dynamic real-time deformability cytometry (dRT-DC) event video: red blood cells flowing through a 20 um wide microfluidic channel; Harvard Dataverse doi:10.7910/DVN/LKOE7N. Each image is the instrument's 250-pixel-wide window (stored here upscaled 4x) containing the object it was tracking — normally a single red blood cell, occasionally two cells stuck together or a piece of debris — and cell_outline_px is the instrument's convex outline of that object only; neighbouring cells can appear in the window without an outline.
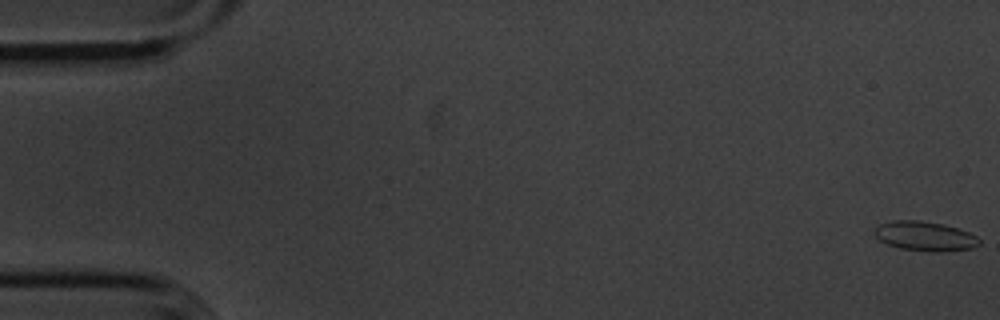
{"species": "common noctule bat (a hibernating species)", "species_latin": "Nyctalus noctula", "temperature_condition": "cold", "stored_images_in_passage": 56, "camera_frame_rate_fps": 3000, "um_per_image_px": 0.085, "animal": {"sex": "male", "body_mass_g": 20.1, "forearm_length_mm": 53.5}, "frame": {"image": 1, "passage_image": 1, "time_ms": 0.0, "image_size_px": [1000, 320], "cell_outline_px": [[980, 244], [972, 248], [940, 252], [932, 252], [900, 248], [888, 244], [880, 240], [876, 236], [876, 228], [880, 224], [892, 220], [920, 220], [944, 224], [968, 232], [976, 236], [980, 240]], "centroid_in_image_um": [78.64, 20.07], "position_along_channel_um": 6.4, "area_um2": 17.86}}
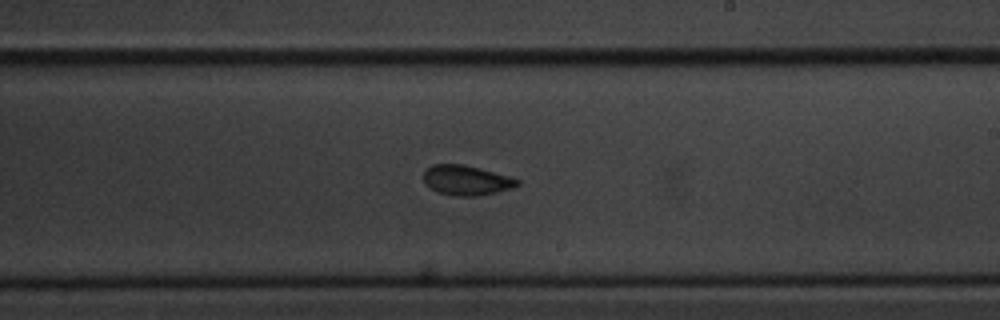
{"frame": {"image": 2, "passage_image": 33, "time_ms": 10.667, "image_size_px": [1000, 320], "cell_outline_px": [[520, 184], [516, 188], [476, 196], [456, 196], [436, 192], [424, 184], [424, 172], [432, 164], [464, 164], [508, 176], [520, 180]], "centroid_in_image_um": [39.64, 15.33], "position_along_channel_um": 249.4, "area_um2": 16.42}}
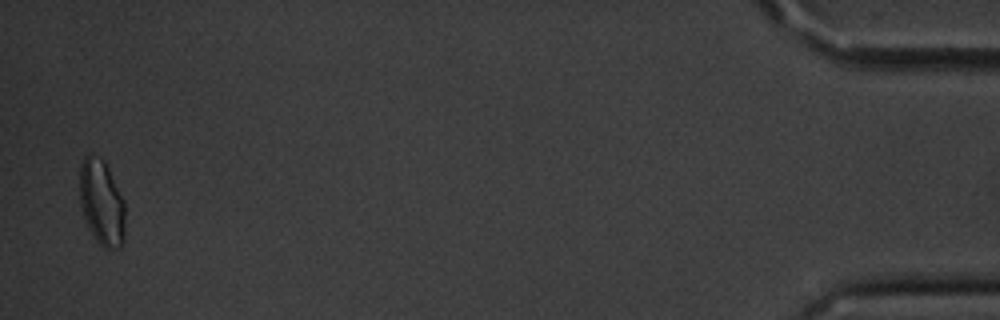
{"frame": {"image": 3, "passage_image": 55, "time_ms": 18.0, "image_size_px": [1000, 320], "cell_outline_px": [[124, 244], [120, 248], [104, 248], [96, 240], [88, 228], [80, 204], [80, 164], [84, 156], [88, 152], [100, 156], [104, 160], [124, 200]], "centroid_in_image_um": [8.64, 17.2], "position_along_channel_um": 426.6, "area_um2": 22.89}, "authors_computed_cell_mechanics": {"area_um2": 17.1666, "velocity_mm_per_s": 3.6047, "shape_relaxation_time_tau1_ms": null, "shape_relaxation_time_tau2_ms": 1.1325, "deformation_change_tau1": null, "deformation_change_tau2": 0.0547}}